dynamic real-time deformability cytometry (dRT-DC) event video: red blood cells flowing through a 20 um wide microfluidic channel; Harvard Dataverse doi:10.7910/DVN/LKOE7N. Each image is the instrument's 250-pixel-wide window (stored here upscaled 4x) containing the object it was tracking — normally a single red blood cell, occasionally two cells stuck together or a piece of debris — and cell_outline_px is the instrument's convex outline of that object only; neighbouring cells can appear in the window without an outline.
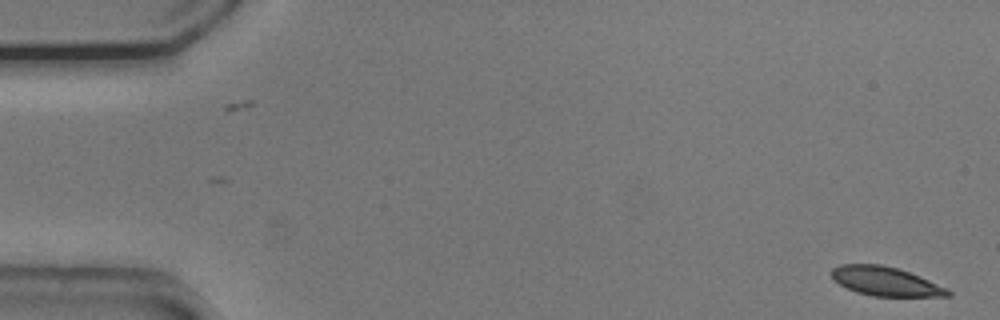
{"species": "common noctule bat (a hibernating species)", "species_latin": "Nyctalus noctula", "temperature_condition": "cold", "stored_images_in_passage": 18, "camera_frame_rate_fps": 3000, "um_per_image_px": 0.085, "animal": {"sex": "male", "body_mass_g": 20.5, "forearm_length_mm": 52.5}, "frame": {"image": 1, "passage_image": 1, "time_ms": 0.0, "image_size_px": [1000, 320], "cell_outline_px": [[952, 296], [872, 296], [856, 292], [832, 280], [832, 268], [840, 264], [880, 264], [896, 268], [920, 276], [948, 288], [952, 292]], "centroid_in_image_um": [75.28, 23.91], "position_along_channel_um": 9.7, "area_um2": 19.65}}
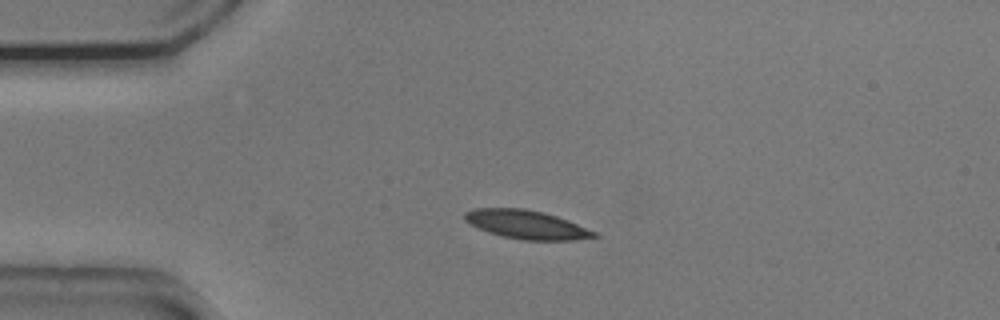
{"frame": {"image": 2, "passage_image": 12, "time_ms": 3.667, "image_size_px": [1000, 320], "cell_outline_px": [[600, 236], [572, 240], [520, 240], [488, 232], [464, 220], [464, 212], [476, 208], [524, 208], [544, 212], [568, 220], [596, 232]], "centroid_in_image_um": [44.76, 19.08], "position_along_channel_um": 40.2, "area_um2": 21.44}}